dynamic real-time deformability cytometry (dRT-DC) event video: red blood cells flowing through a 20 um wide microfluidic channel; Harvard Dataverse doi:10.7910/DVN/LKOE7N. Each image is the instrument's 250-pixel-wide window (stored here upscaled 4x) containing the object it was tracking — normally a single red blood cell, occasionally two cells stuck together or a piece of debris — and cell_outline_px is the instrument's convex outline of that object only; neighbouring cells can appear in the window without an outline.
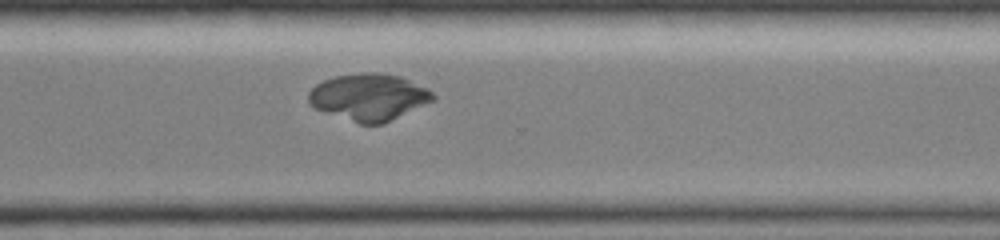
{"species": "common noctule bat (a hibernating species)", "species_latin": "Nyctalus noctula", "temperature_condition": "room temperature", "stored_images_in_passage": 34, "camera_frame_rate_fps": 3000, "um_per_image_px": 0.085, "animal": {"sex": "female", "body_mass_g": 19.0, "forearm_length_mm": 51.5}, "frame": {"image": 1, "passage_image": 27, "time_ms": 8.667, "image_size_px": [1000, 240], "cell_outline_px": [[436, 100], [384, 124], [360, 124], [316, 108], [308, 104], [308, 92], [316, 84], [324, 80], [336, 76], [360, 72], [376, 72], [404, 76], [428, 88], [436, 96]], "centroid_in_image_um": [31.41, 8.23], "position_along_channel_um": 339.2, "area_um2": 34.33}}
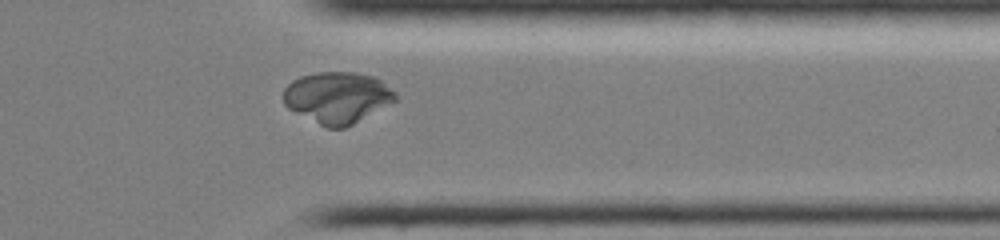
{"frame": {"image": 2, "passage_image": 30, "time_ms": 9.667, "image_size_px": [1000, 240], "cell_outline_px": [[396, 100], [352, 124], [344, 128], [328, 128], [288, 108], [284, 104], [284, 88], [292, 80], [300, 76], [316, 72], [356, 72], [372, 76], [380, 80], [396, 92]], "centroid_in_image_um": [28.66, 8.26], "position_along_channel_um": 382.7, "area_um2": 33.12}}